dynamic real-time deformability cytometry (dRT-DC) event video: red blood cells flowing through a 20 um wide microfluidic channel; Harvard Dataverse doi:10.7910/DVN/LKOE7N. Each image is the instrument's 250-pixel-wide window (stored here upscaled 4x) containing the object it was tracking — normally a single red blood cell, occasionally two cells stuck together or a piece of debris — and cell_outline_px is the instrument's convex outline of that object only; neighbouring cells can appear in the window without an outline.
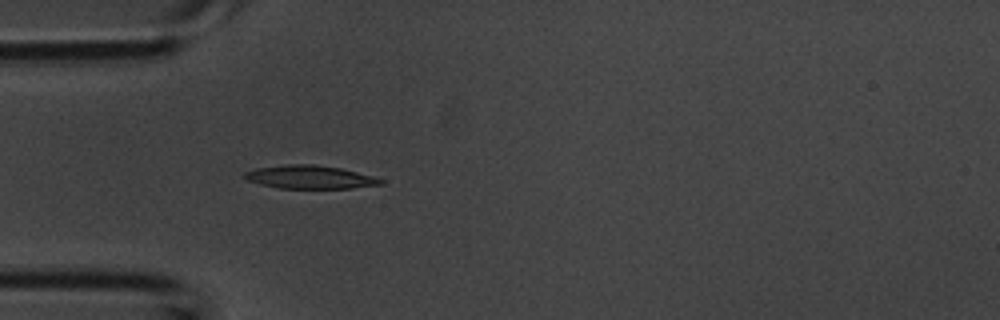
{"species": "common noctule bat (a hibernating species)", "species_latin": "Nyctalus noctula", "temperature_condition": "room temperature", "stored_images_in_passage": 31, "camera_frame_rate_fps": 3000, "um_per_image_px": 0.085, "animal": {"sex": "male", "body_mass_g": 20.1, "forearm_length_mm": 53.5}, "frame": {"image": 1, "passage_image": 1, "time_ms": 0.0, "image_size_px": [1000, 320], "cell_outline_px": [[384, 184], [352, 188], [280, 188], [260, 184], [248, 180], [244, 176], [244, 172], [256, 168], [284, 164], [312, 164], [340, 168], [376, 176], [384, 180]], "centroid_in_image_um": [26.38, 15.05], "position_along_channel_um": 58.6, "area_um2": 18.5}}
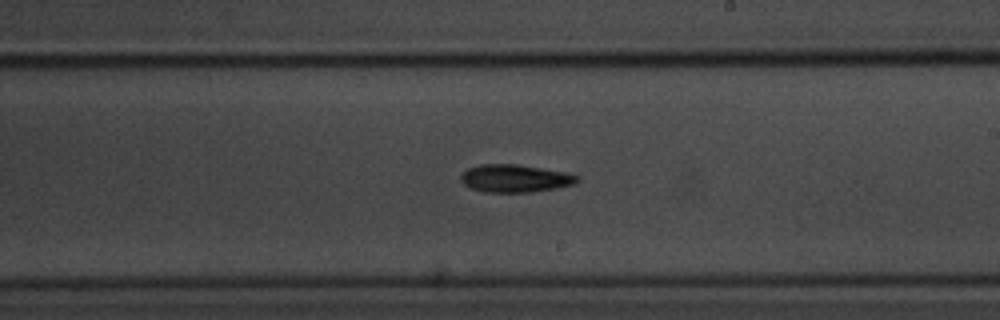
{"frame": {"image": 2, "passage_image": 13, "time_ms": 4.0, "image_size_px": [1000, 320], "cell_outline_px": [[580, 180], [576, 184], [556, 188], [532, 192], [484, 192], [472, 188], [464, 184], [460, 180], [460, 176], [468, 168], [480, 164], [520, 164], [568, 172], [580, 176]], "centroid_in_image_um": [43.84, 15.15], "position_along_channel_um": 245.2, "area_um2": 19.07}}
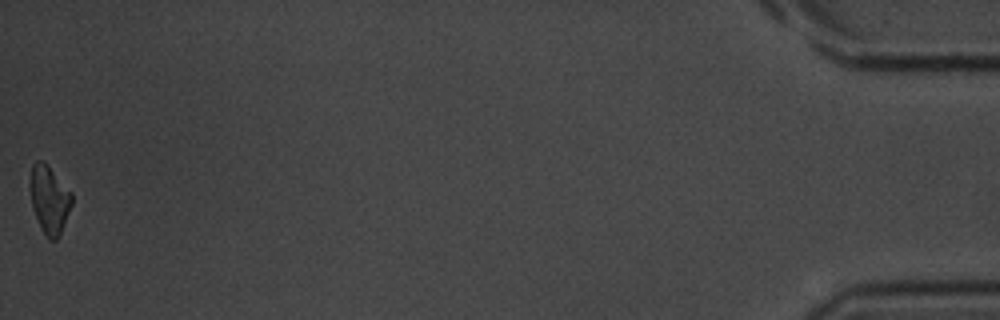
{"frame": {"image": 3, "passage_image": 31, "time_ms": 10.0, "image_size_px": [1000, 320], "cell_outline_px": [[72, 204], [60, 232], [56, 240], [48, 240], [32, 208], [28, 184], [28, 180], [32, 164], [36, 160], [44, 160], [48, 164], [72, 192]], "centroid_in_image_um": [4.16, 16.87], "position_along_channel_um": 431.0, "area_um2": 16.7}}